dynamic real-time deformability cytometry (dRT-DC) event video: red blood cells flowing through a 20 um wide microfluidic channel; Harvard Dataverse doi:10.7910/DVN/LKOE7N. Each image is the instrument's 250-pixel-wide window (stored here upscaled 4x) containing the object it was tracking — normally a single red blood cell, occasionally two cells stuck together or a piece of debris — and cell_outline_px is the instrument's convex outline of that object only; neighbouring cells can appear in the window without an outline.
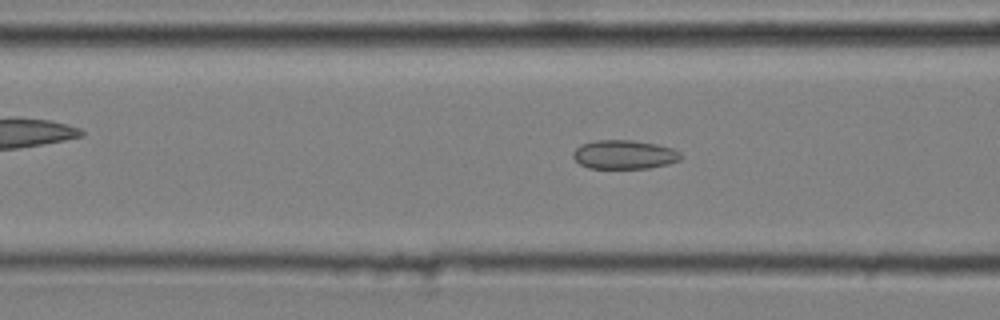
{"species": "common noctule bat (a hibernating species)", "species_latin": "Nyctalus noctula", "temperature_condition": "cold", "stored_images_in_passage": 47, "camera_frame_rate_fps": 3000, "um_per_image_px": 0.085, "animal": {"sex": "male", "body_mass_g": 20.4}, "frame": {"image": 1, "passage_image": 20, "time_ms": 6.333, "image_size_px": [1000, 320], "cell_outline_px": [[684, 156], [680, 160], [668, 164], [648, 168], [588, 168], [580, 164], [572, 156], [572, 152], [580, 144], [596, 140], [632, 140], [656, 144], [672, 148], [680, 152]], "centroid_in_image_um": [53.06, 13.13], "position_along_channel_um": 113.5, "area_um2": 18.26}}
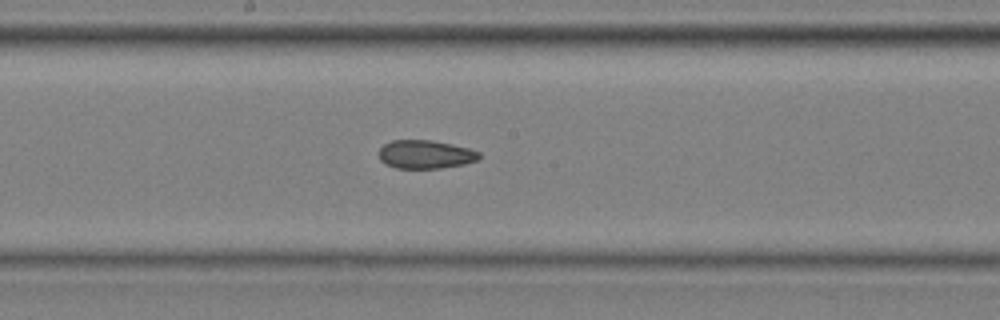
{"frame": {"image": 2, "passage_image": 28, "time_ms": 9.0, "image_size_px": [1000, 320], "cell_outline_px": [[480, 160], [464, 164], [440, 168], [396, 168], [380, 160], [380, 148], [384, 144], [392, 140], [432, 140], [452, 144], [468, 148], [480, 152]], "centroid_in_image_um": [36.2, 13.12], "position_along_channel_um": 212.0, "area_um2": 16.59}}
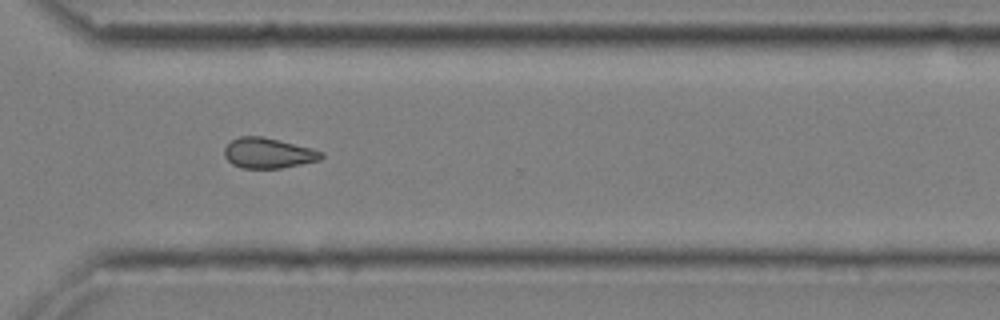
{"frame": {"image": 3, "passage_image": 39, "time_ms": 12.667, "image_size_px": [1000, 320], "cell_outline_px": [[324, 156], [320, 160], [280, 168], [240, 168], [232, 164], [224, 156], [224, 148], [232, 140], [240, 136], [260, 136], [280, 140], [312, 148], [324, 152]], "centroid_in_image_um": [22.8, 13.01], "position_along_channel_um": 347.8, "area_um2": 17.17}, "authors_computed_cell_mechanics": {"area_um2": 17.34, "velocity_mm_per_s": 3.6935, "shape_relaxation_time_tau1_ms": null, "shape_relaxation_time_tau2_ms": 3.0607, "deformation_change_tau1": null, "deformation_change_tau2": 0.0853}}